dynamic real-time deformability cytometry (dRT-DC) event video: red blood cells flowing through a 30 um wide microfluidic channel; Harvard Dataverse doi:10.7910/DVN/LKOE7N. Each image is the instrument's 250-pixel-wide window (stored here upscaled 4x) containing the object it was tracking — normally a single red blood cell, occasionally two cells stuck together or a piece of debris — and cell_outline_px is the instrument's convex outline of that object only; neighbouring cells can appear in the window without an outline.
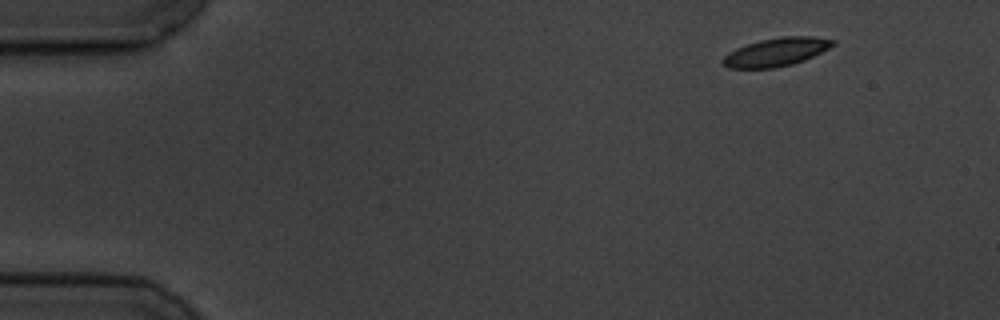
{"species": "common noctule bat (a hibernating species)", "species_latin": "Nyctalus noctula", "temperature_condition": "cold", "stored_images_in_passage": 3, "camera_frame_rate_fps": 3000, "um_per_image_px": 0.085, "animal": {"sex": "male", "body_mass_g": 19.5, "forearm_length_mm": 54.6}, "frame": {"image": 1, "passage_image": 1, "time_ms": 0.0, "image_size_px": [1000, 320], "cell_outline_px": [[836, 44], [804, 60], [792, 64], [772, 68], [728, 68], [720, 60], [728, 52], [736, 48], [760, 40], [780, 36], [812, 36], [836, 40]], "centroid_in_image_um": [65.97, 4.41], "position_along_channel_um": 19.0, "area_um2": 18.09}}